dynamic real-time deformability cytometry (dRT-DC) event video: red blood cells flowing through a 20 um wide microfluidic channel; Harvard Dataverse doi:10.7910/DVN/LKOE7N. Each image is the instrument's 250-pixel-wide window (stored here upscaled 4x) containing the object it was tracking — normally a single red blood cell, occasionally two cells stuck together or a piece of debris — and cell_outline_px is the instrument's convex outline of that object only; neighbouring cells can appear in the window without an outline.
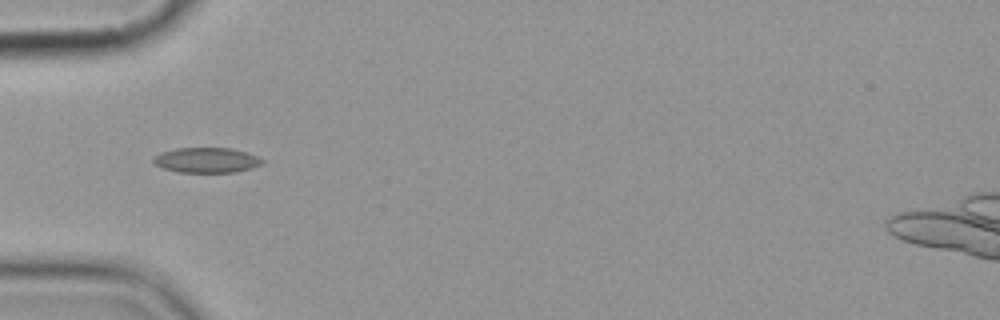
{"species": "common noctule bat (a hibernating species)", "species_latin": "Nyctalus noctula", "temperature_condition": "cold", "stored_images_in_passage": 3, "camera_frame_rate_fps": 3000, "um_per_image_px": 0.085, "animal": {"sex": "female", "body_mass_g": 19.9}, "frame": {"image": 1, "passage_image": 1, "time_ms": 0.0, "image_size_px": [1000, 320], "cell_outline_px": [[264, 160], [260, 164], [252, 168], [236, 172], [180, 172], [164, 168], [156, 164], [152, 160], [160, 152], [176, 148], [232, 148], [248, 152]], "centroid_in_image_um": [17.58, 13.6], "position_along_channel_um": 67.4, "area_um2": 15.84}}
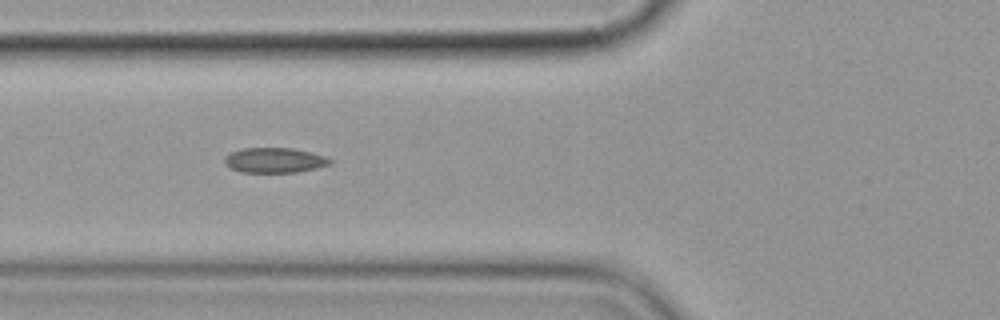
{"frame": {"image": 2, "passage_image": 2, "time_ms": 1.0, "image_size_px": [1000, 320], "cell_outline_px": [[332, 164], [316, 168], [296, 172], [240, 172], [224, 164], [224, 156], [232, 152], [244, 148], [292, 148], [324, 156], [332, 160]], "centroid_in_image_um": [23.32, 13.62], "position_along_channel_um": 102.5, "area_um2": 15.26}}
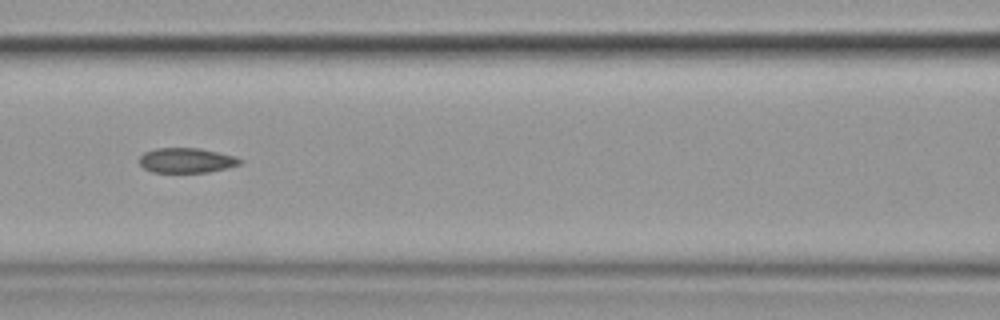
{"frame": {"image": 3, "passage_image": 3, "time_ms": 2.333, "image_size_px": [1000, 320], "cell_outline_px": [[244, 160], [240, 164], [208, 172], [152, 172], [144, 168], [140, 164], [140, 156], [144, 152], [156, 148], [200, 148], [232, 156]], "centroid_in_image_um": [15.81, 13.63], "position_along_channel_um": 150.8, "area_um2": 14.39}}